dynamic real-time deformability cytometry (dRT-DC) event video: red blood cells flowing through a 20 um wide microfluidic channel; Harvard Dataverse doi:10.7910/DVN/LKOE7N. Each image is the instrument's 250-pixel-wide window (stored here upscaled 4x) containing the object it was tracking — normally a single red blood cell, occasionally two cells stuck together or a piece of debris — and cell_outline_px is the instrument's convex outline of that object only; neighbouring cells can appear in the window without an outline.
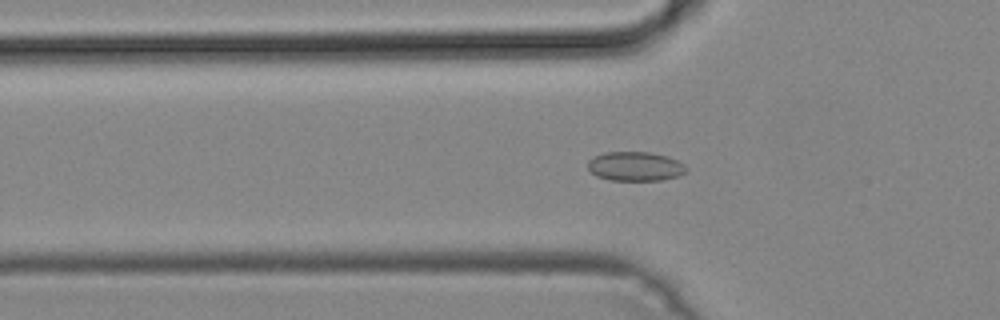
{"species": "common noctule bat (a hibernating species)", "species_latin": "Nyctalus noctula", "temperature_condition": "cold", "stored_images_in_passage": 50, "camera_frame_rate_fps": 3000, "um_per_image_px": 0.085, "animal": {"sex": "male", "body_mass_g": 19.2, "forearm_length_mm": 51.8}, "frame": {"image": 1, "passage_image": 17, "time_ms": 5.333, "image_size_px": [1000, 320], "cell_outline_px": [[688, 172], [676, 176], [660, 180], [608, 180], [596, 176], [588, 168], [588, 160], [592, 156], [604, 152], [648, 152], [664, 156], [676, 160], [684, 164], [688, 168]], "centroid_in_image_um": [53.96, 14.14], "position_along_channel_um": 71.8, "area_um2": 16.76}}
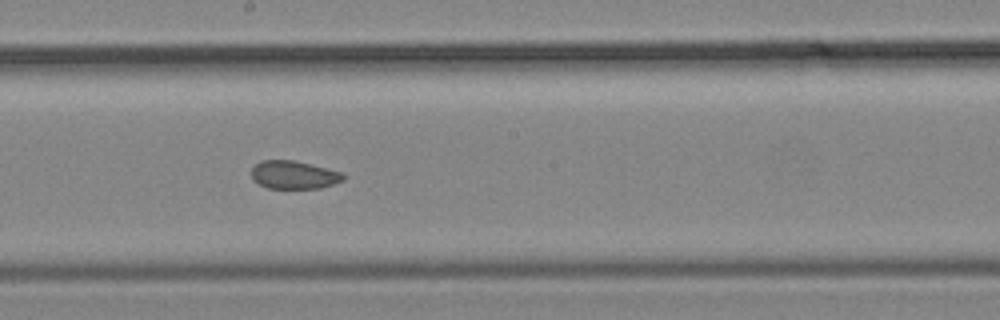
{"frame": {"image": 2, "passage_image": 28, "time_ms": 9.0, "image_size_px": [1000, 320], "cell_outline_px": [[348, 176], [344, 180], [320, 188], [268, 188], [252, 180], [252, 168], [260, 160], [292, 160], [340, 172]], "centroid_in_image_um": [24.96, 14.87], "position_along_channel_um": 223.2, "area_um2": 14.85}}
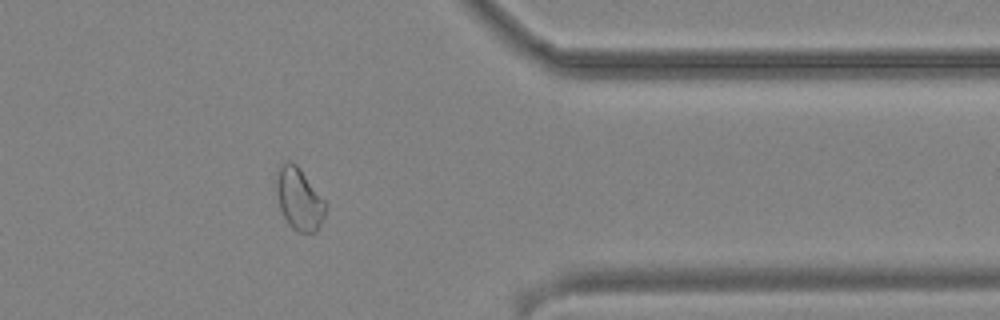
{"frame": {"image": 3, "passage_image": 41, "time_ms": 13.333, "image_size_px": [1000, 320], "cell_outline_px": [[324, 220], [316, 232], [300, 232], [292, 228], [288, 224], [280, 208], [276, 192], [276, 172], [280, 164], [284, 160], [288, 160], [296, 164], [300, 168], [324, 200]], "centroid_in_image_um": [25.39, 16.89], "position_along_channel_um": 386.0, "area_um2": 17.74}}